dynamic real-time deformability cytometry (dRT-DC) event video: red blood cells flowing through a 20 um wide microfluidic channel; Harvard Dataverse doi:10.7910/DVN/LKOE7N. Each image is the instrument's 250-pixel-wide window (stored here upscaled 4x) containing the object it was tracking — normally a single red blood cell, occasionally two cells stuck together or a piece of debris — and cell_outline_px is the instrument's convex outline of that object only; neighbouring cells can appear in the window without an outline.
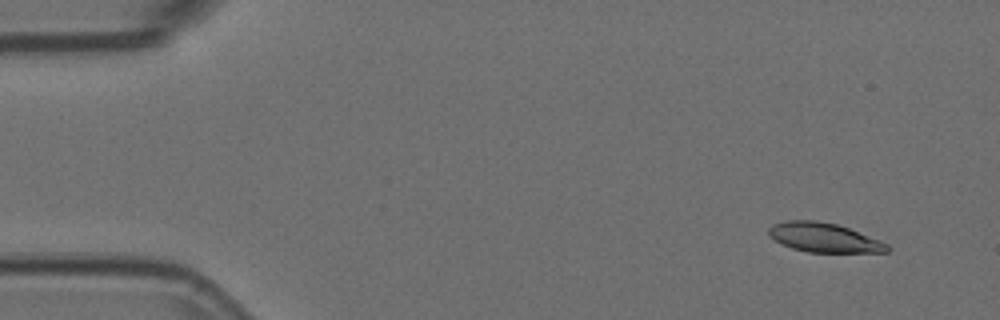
{"species": "Egyptian fruit bat (a non-hibernating species)", "species_latin": "Rousettus aegyptiacus", "temperature_condition": "room temperature", "stored_images_in_passage": 54, "camera_frame_rate_fps": 3000, "um_per_image_px": 0.085, "animal": {"sex": "female"}, "frame": {"image": 1, "passage_image": 4, "time_ms": 1.0, "image_size_px": [1000, 320], "cell_outline_px": [[888, 252], [808, 252], [792, 248], [780, 244], [768, 236], [768, 228], [772, 224], [788, 220], [816, 220], [836, 224], [848, 228], [888, 244]], "centroid_in_image_um": [69.96, 20.19], "position_along_channel_um": 15.0, "area_um2": 20.11}}
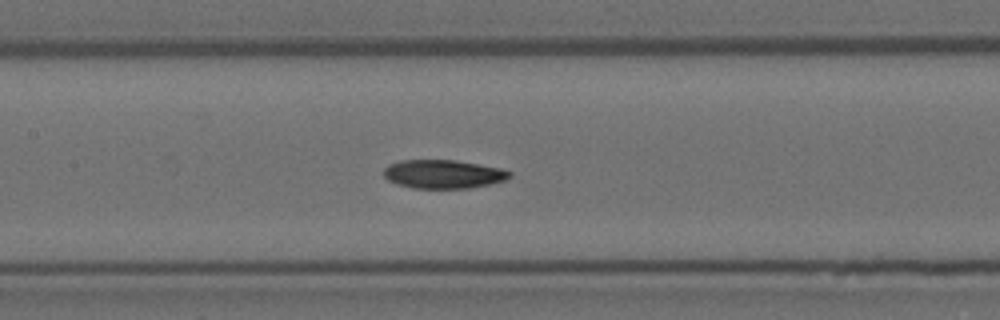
{"frame": {"image": 2, "passage_image": 25, "time_ms": 8.0, "image_size_px": [1000, 320], "cell_outline_px": [[512, 176], [504, 180], [488, 184], [468, 188], [412, 188], [396, 184], [388, 180], [384, 176], [384, 168], [388, 164], [400, 160], [456, 160], [500, 168], [512, 172]], "centroid_in_image_um": [37.64, 14.79], "position_along_channel_um": 169.8, "area_um2": 20.98}}
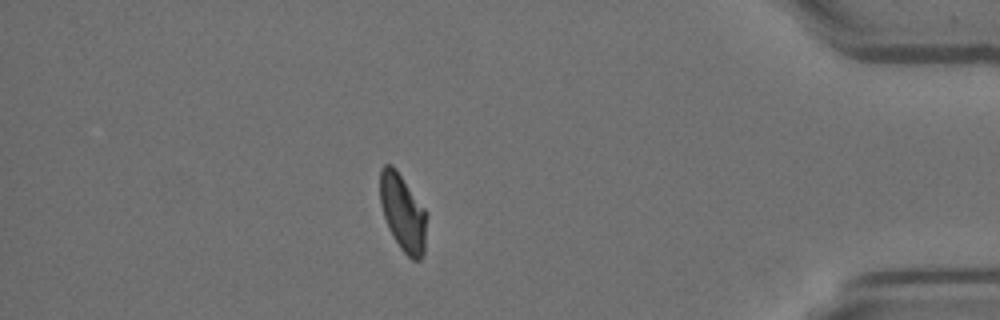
{"frame": {"image": 3, "passage_image": 47, "time_ms": 15.333, "image_size_px": [1000, 320], "cell_outline_px": [[428, 216], [424, 252], [420, 260], [412, 260], [400, 248], [388, 228], [380, 204], [380, 168], [384, 164], [392, 164], [396, 168], [428, 212]], "centroid_in_image_um": [34.26, 18.06], "position_along_channel_um": 400.9, "area_um2": 21.33}, "authors_computed_cell_mechanics": {"area_um2": 21.2126, "velocity_mm_per_s": 3.7326, "shape_relaxation_time_tau1_ms": 4.9111, "shape_relaxation_time_tau2_ms": 2.988, "deformation_change_tau1": 0.1737, "deformation_change_tau2": 0.0777}}